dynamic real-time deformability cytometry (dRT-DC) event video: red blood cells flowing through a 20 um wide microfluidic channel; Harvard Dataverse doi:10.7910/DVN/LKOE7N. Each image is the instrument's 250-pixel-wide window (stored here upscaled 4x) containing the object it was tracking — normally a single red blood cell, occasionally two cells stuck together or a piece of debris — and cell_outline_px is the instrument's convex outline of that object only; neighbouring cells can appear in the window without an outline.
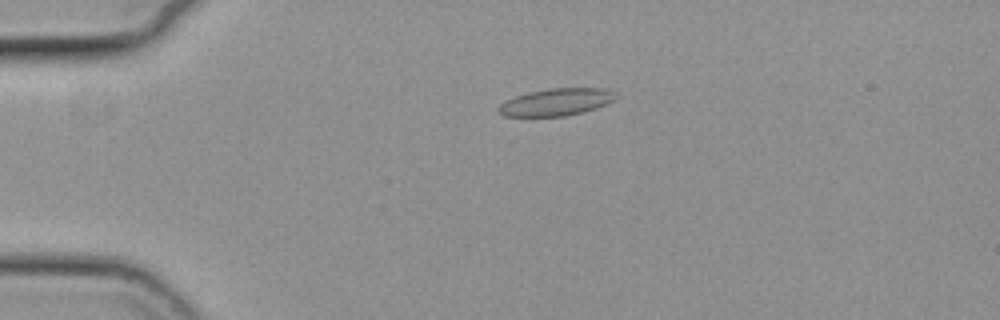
{"species": "common noctule bat (a hibernating species)", "species_latin": "Nyctalus noctula", "temperature_condition": "cold", "stored_images_in_passage": 10, "camera_frame_rate_fps": 3000, "um_per_image_px": 0.085, "animal": {"sex": "female", "body_mass_g": 19.3, "forearm_length_mm": 54.1}, "frame": {"image": 1, "passage_image": 3, "time_ms": 0.667, "image_size_px": [1000, 320], "cell_outline_px": [[620, 96], [596, 108], [564, 116], [504, 116], [496, 112], [496, 108], [500, 104], [516, 96], [528, 92], [548, 88], [608, 88]], "centroid_in_image_um": [47.26, 8.66], "position_along_channel_um": 37.7, "area_um2": 18.55}}
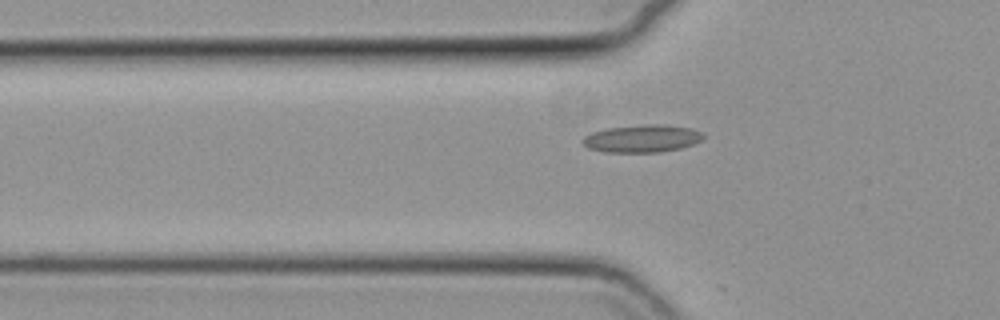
{"frame": {"image": 2, "passage_image": 9, "time_ms": 2.667, "image_size_px": [1000, 320], "cell_outline_px": [[704, 136], [700, 140], [692, 144], [680, 148], [660, 152], [604, 152], [588, 148], [580, 140], [584, 136], [592, 132], [608, 128], [644, 124], [664, 124], [692, 128], [704, 132]], "centroid_in_image_um": [54.58, 11.77], "position_along_channel_um": 71.2, "area_um2": 19.48}}